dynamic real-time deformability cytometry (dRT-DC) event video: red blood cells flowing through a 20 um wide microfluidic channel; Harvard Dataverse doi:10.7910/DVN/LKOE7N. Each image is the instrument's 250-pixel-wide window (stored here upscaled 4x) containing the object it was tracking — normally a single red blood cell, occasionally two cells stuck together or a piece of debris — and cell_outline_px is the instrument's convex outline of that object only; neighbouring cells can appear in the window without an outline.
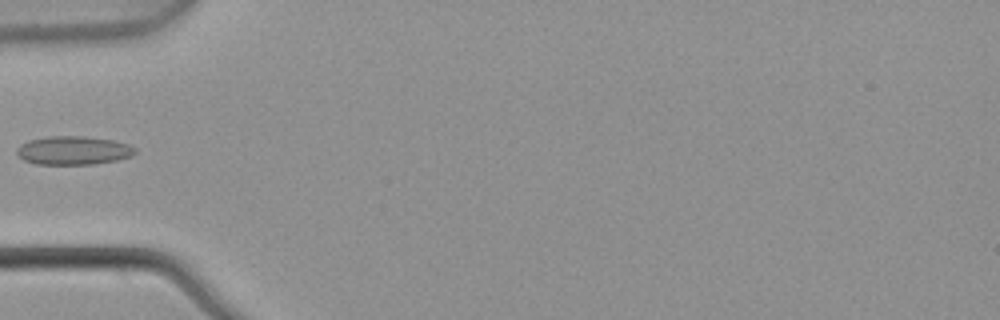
{"species": "common noctule bat (a hibernating species)", "species_latin": "Nyctalus noctula", "temperature_condition": "warm", "stored_images_in_passage": 5, "camera_frame_rate_fps": 3000, "um_per_image_px": 0.085, "animal": {"sex": "male", "body_mass_g": 21.5, "forearm_length_mm": 52.0}, "frame": {"image": 1, "passage_image": 4, "time_ms": 1.0, "image_size_px": [1000, 320], "cell_outline_px": [[136, 152], [132, 156], [116, 160], [92, 164], [36, 164], [24, 160], [16, 156], [16, 148], [20, 144], [28, 140], [48, 136], [84, 136], [112, 140], [128, 144], [136, 148]], "centroid_in_image_um": [6.2, 12.78], "position_along_channel_um": 78.8, "area_um2": 19.83}}
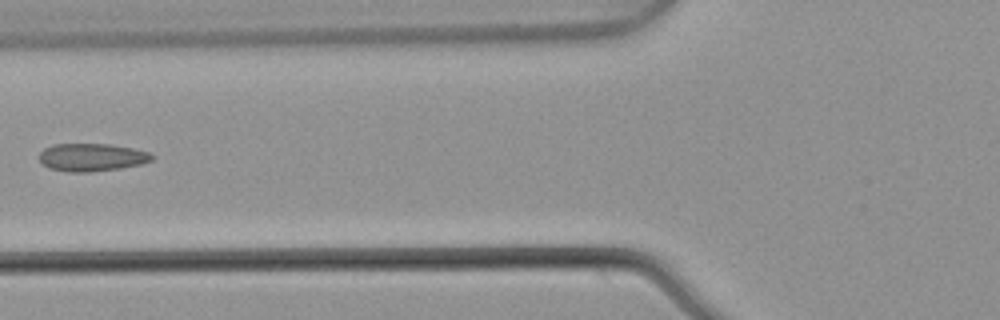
{"frame": {"image": 2, "passage_image": 5, "time_ms": 1.333, "image_size_px": [1000, 320], "cell_outline_px": [[156, 156], [152, 160], [140, 164], [120, 168], [88, 172], [68, 172], [48, 168], [40, 160], [40, 152], [44, 148], [52, 144], [108, 144], [132, 148], [148, 152]], "centroid_in_image_um": [7.79, 13.37], "position_along_channel_um": 118.0, "area_um2": 18.21}}